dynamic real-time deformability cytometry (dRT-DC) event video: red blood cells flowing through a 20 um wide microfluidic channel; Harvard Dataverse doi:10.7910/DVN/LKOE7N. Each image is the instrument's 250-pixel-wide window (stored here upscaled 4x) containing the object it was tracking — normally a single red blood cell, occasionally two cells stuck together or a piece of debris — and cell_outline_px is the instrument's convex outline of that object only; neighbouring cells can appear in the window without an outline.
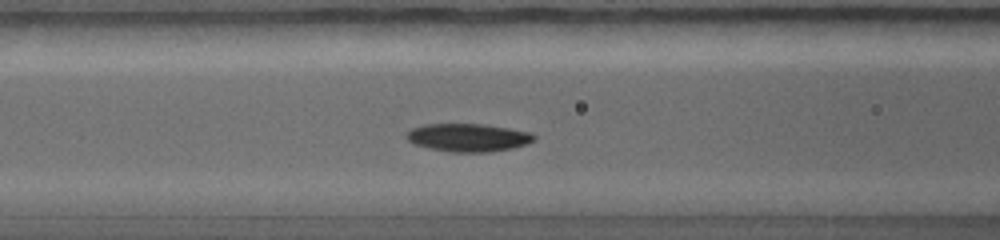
{"species": "common noctule bat (a hibernating species)", "species_latin": "Nyctalus noctula", "temperature_condition": "warm", "stored_images_in_passage": 29, "camera_frame_rate_fps": 5000, "um_per_image_px": 0.085, "animal": {"sex": "female", "body_mass_g": 19.0, "forearm_length_mm": 56.7}, "frame": {"image": 1, "passage_image": 9, "time_ms": 3.0, "image_size_px": [1000, 240], "cell_outline_px": [[536, 136], [528, 144], [512, 148], [488, 152], [448, 152], [428, 148], [416, 144], [408, 140], [404, 136], [412, 128], [424, 124], [484, 124], [532, 132]], "centroid_in_image_um": [39.79, 11.69], "position_along_channel_um": 126.8, "area_um2": 20.87}}
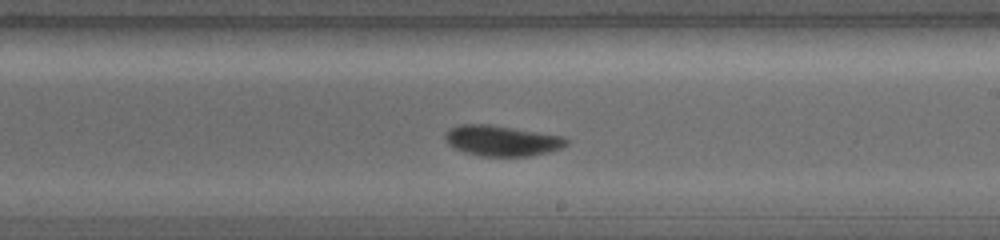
{"frame": {"image": 2, "passage_image": 15, "time_ms": 5.0, "image_size_px": [1000, 240], "cell_outline_px": [[568, 144], [552, 152], [528, 156], [480, 156], [464, 152], [452, 148], [444, 140], [444, 132], [448, 128], [460, 124], [492, 124], [564, 136], [568, 140]], "centroid_in_image_um": [42.62, 11.95], "position_along_channel_um": 246.4, "area_um2": 22.08}}
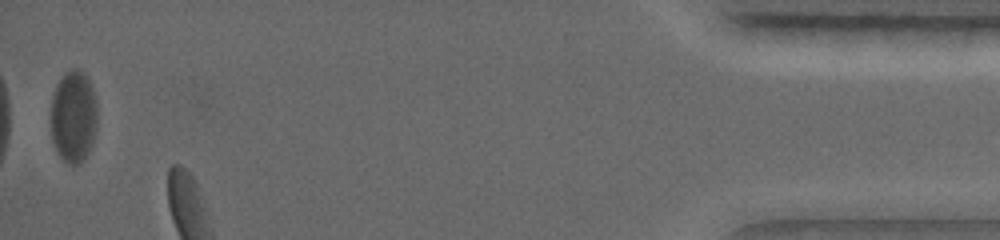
{"frame": {"image": 3, "passage_image": 28, "time_ms": 9.2, "image_size_px": [1000, 240], "cell_outline_px": [[96, 132], [92, 144], [84, 160], [80, 164], [68, 164], [60, 156], [52, 140], [52, 96], [56, 84], [68, 72], [76, 68], [84, 72], [92, 88], [96, 100]], "centroid_in_image_um": [6.26, 9.93], "position_along_channel_um": 428.9, "area_um2": 24.68}}